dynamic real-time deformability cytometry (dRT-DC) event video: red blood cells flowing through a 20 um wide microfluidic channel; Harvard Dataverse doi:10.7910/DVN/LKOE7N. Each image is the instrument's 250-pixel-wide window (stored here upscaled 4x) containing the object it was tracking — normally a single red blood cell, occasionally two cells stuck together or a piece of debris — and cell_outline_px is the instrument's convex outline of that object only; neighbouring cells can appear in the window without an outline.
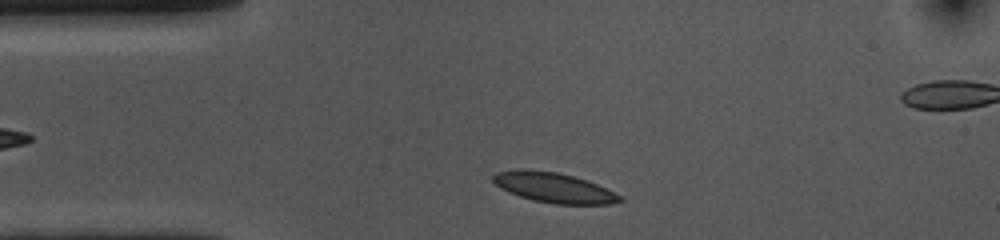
{"species": "common noctule bat (a hibernating species)", "species_latin": "Nyctalus noctula", "temperature_condition": "cold", "stored_images_in_passage": 33, "camera_frame_rate_fps": 3000, "um_per_image_px": 0.085, "animal": {"sex": "female", "body_mass_g": 10.0, "forearm_length_mm": 53.1}, "frame": {"image": 1, "passage_image": 2, "time_ms": 0.333, "image_size_px": [1000, 240], "cell_outline_px": [[624, 200], [612, 204], [556, 204], [532, 200], [508, 192], [500, 188], [492, 180], [492, 176], [496, 172], [516, 168], [520, 168], [556, 172], [588, 180], [620, 196]], "centroid_in_image_um": [47.02, 15.94], "position_along_channel_um": 38.0, "area_um2": 22.14}}
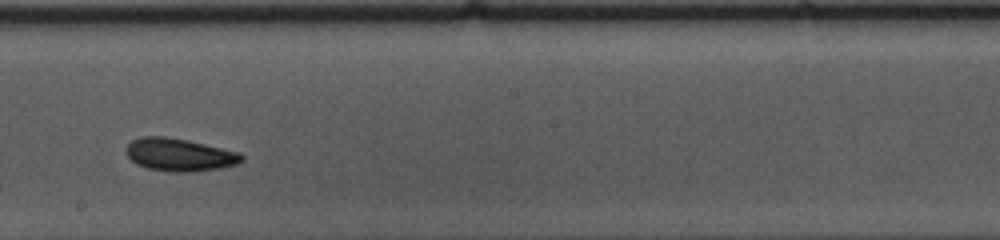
{"frame": {"image": 2, "passage_image": 20, "time_ms": 6.333, "image_size_px": [1000, 240], "cell_outline_px": [[244, 160], [236, 164], [220, 168], [192, 172], [172, 172], [148, 168], [136, 164], [128, 156], [124, 148], [132, 140], [140, 136], [164, 136], [188, 140], [240, 152], [244, 156]], "centroid_in_image_um": [15.25, 13.15], "position_along_channel_um": 232.9, "area_um2": 22.2}}
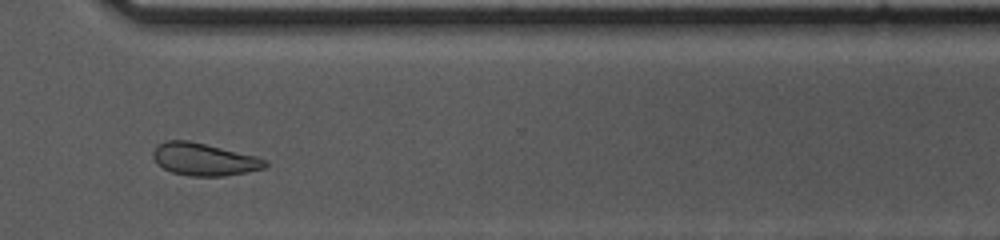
{"frame": {"image": 3, "passage_image": 30, "time_ms": 9.667, "image_size_px": [1000, 240], "cell_outline_px": [[268, 164], [264, 168], [248, 172], [224, 176], [192, 176], [172, 172], [164, 168], [152, 156], [152, 152], [160, 144], [168, 140], [188, 140], [256, 156], [268, 160]], "centroid_in_image_um": [17.39, 13.55], "position_along_channel_um": 353.2, "area_um2": 20.92}, "authors_computed_cell_mechanics": {"area_um2": 21.7328, "velocity_mm_per_s": 3.6064, "shape_relaxation_time_tau1_ms": null, "shape_relaxation_time_tau2_ms": 2.7064, "deformation_change_tau1": null, "deformation_change_tau2": 0.0671}}